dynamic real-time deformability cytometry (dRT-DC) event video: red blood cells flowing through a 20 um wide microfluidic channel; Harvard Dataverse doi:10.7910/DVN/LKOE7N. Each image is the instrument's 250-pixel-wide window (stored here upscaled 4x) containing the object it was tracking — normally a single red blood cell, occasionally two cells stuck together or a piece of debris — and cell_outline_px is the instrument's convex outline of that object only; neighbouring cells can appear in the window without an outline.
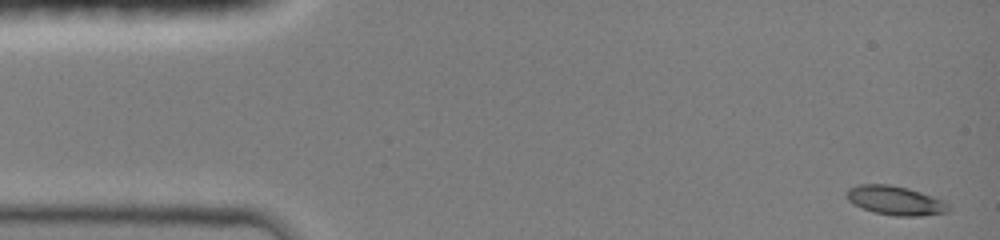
{"species": "common noctule bat (a hibernating species)", "species_latin": "Nyctalus noctula", "temperature_condition": "room temperature", "stored_images_in_passage": 44, "camera_frame_rate_fps": 3000, "um_per_image_px": 0.085, "animal": {"sex": "female", "body_mass_g": 19.0, "forearm_length_mm": 51.5}, "frame": {"image": 1, "passage_image": 1, "time_ms": 0.0, "image_size_px": [1000, 240], "cell_outline_px": [[952, 208], [948, 212], [920, 216], [896, 216], [872, 212], [848, 200], [848, 188], [860, 184], [888, 184], [920, 192], [940, 200], [948, 204]], "centroid_in_image_um": [76.12, 17.06], "position_along_channel_um": 8.9, "area_um2": 16.88}}
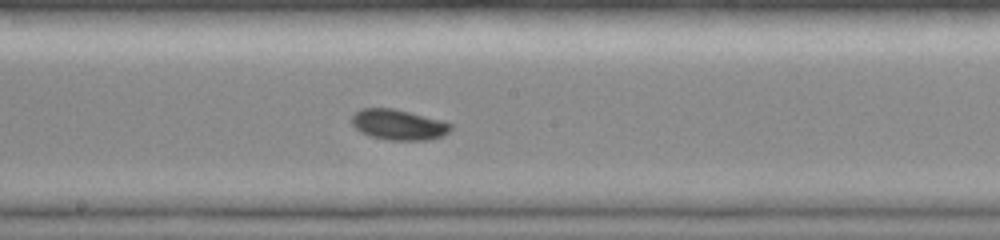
{"frame": {"image": 2, "passage_image": 24, "time_ms": 7.667, "image_size_px": [1000, 240], "cell_outline_px": [[452, 128], [444, 136], [428, 140], [388, 140], [372, 136], [360, 132], [352, 124], [352, 116], [360, 108], [392, 108], [444, 120], [452, 124]], "centroid_in_image_um": [33.91, 10.6], "position_along_channel_um": 214.3, "area_um2": 17.69}}
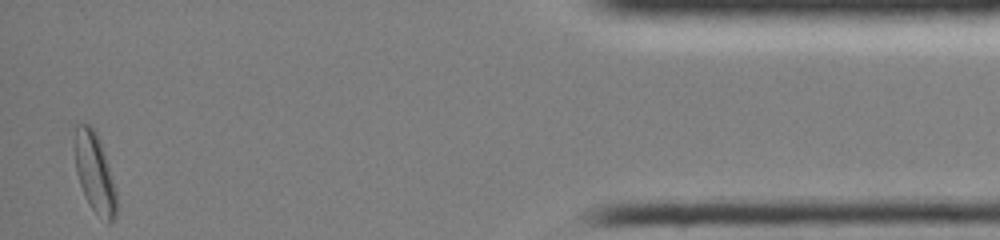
{"frame": {"image": 3, "passage_image": 44, "time_ms": 14.333, "image_size_px": [1000, 240], "cell_outline_px": [[116, 216], [108, 224], [92, 208], [84, 196], [76, 172], [76, 124], [88, 124], [96, 132], [100, 140], [104, 152], [116, 192]], "centroid_in_image_um": [8.06, 14.72], "position_along_channel_um": 427.1, "area_um2": 18.79}, "authors_computed_cell_mechanics": {"area_um2": 16.8776, "velocity_mm_per_s": 4.1664, "shape_relaxation_time_tau1_ms": 2.2475, "shape_relaxation_time_tau2_ms": null, "deformation_change_tau1": 0.099, "deformation_change_tau2": null}}